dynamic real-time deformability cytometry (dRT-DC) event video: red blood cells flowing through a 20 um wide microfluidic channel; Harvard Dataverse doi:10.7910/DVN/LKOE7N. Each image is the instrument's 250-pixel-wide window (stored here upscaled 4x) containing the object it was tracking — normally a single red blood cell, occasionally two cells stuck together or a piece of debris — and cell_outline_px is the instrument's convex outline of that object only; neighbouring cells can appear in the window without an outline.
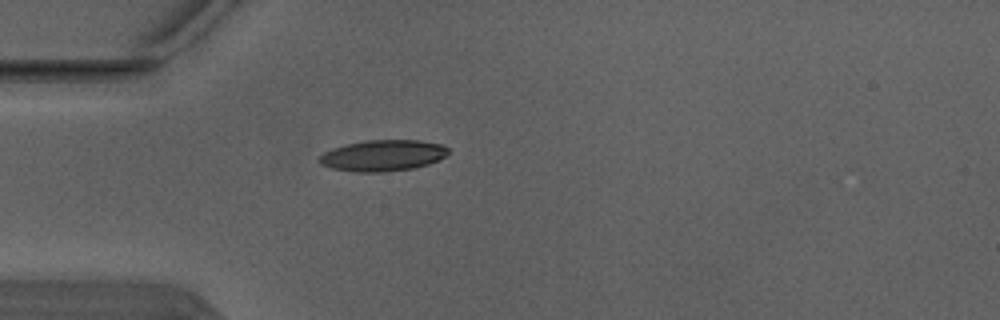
{"species": "Egyptian fruit bat (a non-hibernating species)", "species_latin": "Rousettus aegyptiacus", "temperature_condition": "warm", "stored_images_in_passage": 1, "camera_frame_rate_fps": 3000, "um_per_image_px": 0.085, "animal": {"sex": "male"}, "frame": {"image": 1, "passage_image": 1, "time_ms": 0.0, "image_size_px": [1000, 320], "cell_outline_px": [[448, 152], [444, 156], [428, 164], [412, 168], [384, 172], [356, 172], [332, 168], [320, 164], [320, 156], [324, 152], [332, 148], [364, 140], [420, 140], [444, 144], [448, 148]], "centroid_in_image_um": [32.55, 13.21], "position_along_channel_um": 52.5, "area_um2": 23.29}}